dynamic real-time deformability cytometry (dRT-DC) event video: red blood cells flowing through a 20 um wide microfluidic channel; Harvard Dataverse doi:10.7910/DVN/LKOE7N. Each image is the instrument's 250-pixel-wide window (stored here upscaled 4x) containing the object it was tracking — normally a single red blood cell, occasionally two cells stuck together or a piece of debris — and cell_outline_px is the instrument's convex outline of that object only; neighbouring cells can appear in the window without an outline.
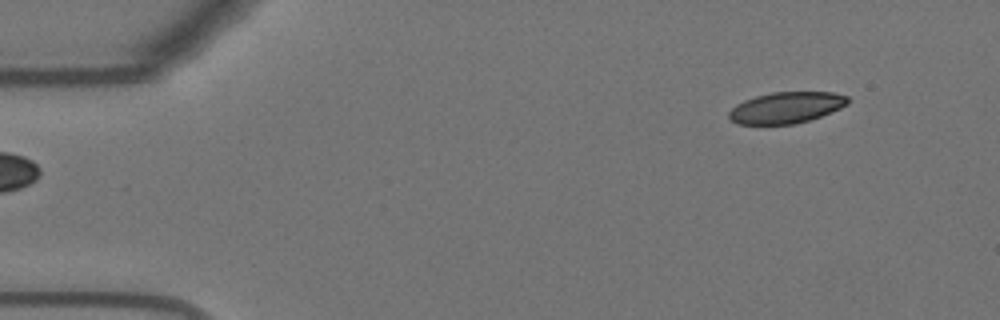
{"species": "Egyptian fruit bat (a non-hibernating species)", "species_latin": "Rousettus aegyptiacus", "temperature_condition": "warm", "stored_images_in_passage": 50, "camera_frame_rate_fps": 3000, "um_per_image_px": 0.085, "animal": {"sex": "female"}, "frame": {"image": 1, "passage_image": 1, "time_ms": 0.0, "image_size_px": [1000, 320], "cell_outline_px": [[848, 104], [840, 108], [820, 116], [808, 120], [792, 124], [736, 124], [728, 116], [728, 112], [736, 104], [744, 100], [756, 96], [772, 92], [832, 92], [848, 96]], "centroid_in_image_um": [66.81, 9.14], "position_along_channel_um": 18.2, "area_um2": 21.5}}
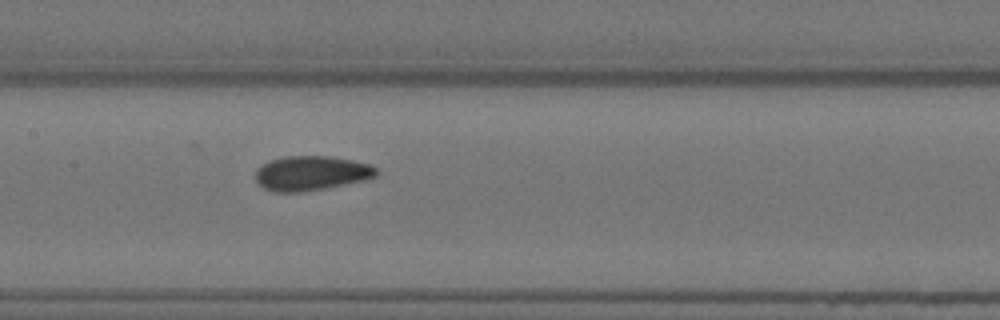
{"frame": {"image": 2, "passage_image": 22, "time_ms": 7.0, "image_size_px": [1000, 320], "cell_outline_px": [[376, 176], [364, 180], [324, 188], [296, 192], [276, 192], [264, 188], [256, 180], [256, 172], [264, 164], [272, 160], [284, 156], [328, 156], [352, 160], [368, 164], [376, 168]], "centroid_in_image_um": [26.45, 14.71], "position_along_channel_um": 180.9, "area_um2": 23.81}}
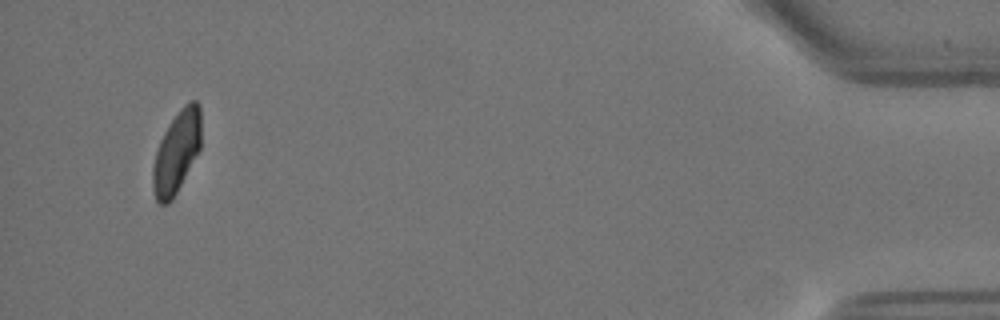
{"frame": {"image": 3, "passage_image": 48, "time_ms": 15.667, "image_size_px": [1000, 320], "cell_outline_px": [[200, 148], [172, 200], [168, 204], [160, 204], [156, 200], [152, 188], [152, 168], [156, 152], [160, 140], [164, 132], [180, 108], [184, 104], [192, 100], [196, 100], [200, 104]], "centroid_in_image_um": [14.99, 12.93], "position_along_channel_um": 420.2, "area_um2": 22.83}, "authors_computed_cell_mechanics": {"area_um2": 23.8714, "velocity_mm_per_s": 3.651, "shape_relaxation_time_tau1_ms": 5.0492, "shape_relaxation_time_tau2_ms": 1.3737, "deformation_change_tau1": 0.1275, "deformation_change_tau2": 0.058}}